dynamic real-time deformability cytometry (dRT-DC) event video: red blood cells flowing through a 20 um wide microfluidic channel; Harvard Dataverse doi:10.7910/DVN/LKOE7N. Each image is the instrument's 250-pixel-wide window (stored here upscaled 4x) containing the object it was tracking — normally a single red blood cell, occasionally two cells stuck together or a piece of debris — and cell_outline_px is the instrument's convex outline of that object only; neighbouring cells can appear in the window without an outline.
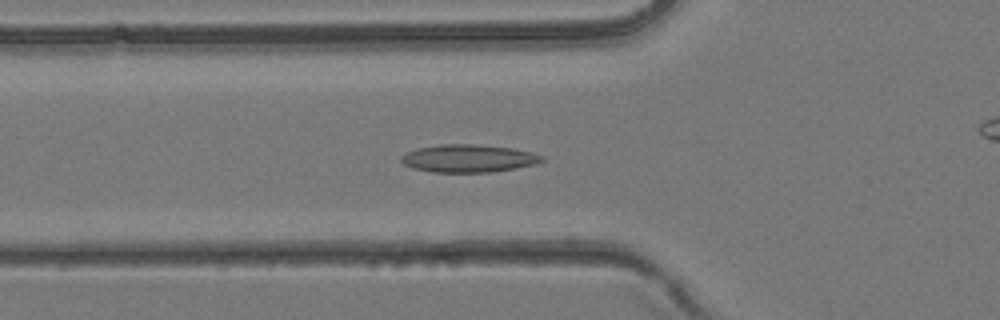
{"species": "common noctule bat (a hibernating species)", "species_latin": "Nyctalus noctula", "temperature_condition": "room temperature", "stored_images_in_passage": 42, "camera_frame_rate_fps": 3000, "um_per_image_px": 0.085, "animal": {"sex": "female", "body_mass_g": 24.6, "forearm_length_mm": 56.2}, "frame": {"image": 1, "passage_image": 15, "time_ms": 4.667, "image_size_px": [1000, 320], "cell_outline_px": [[544, 160], [536, 164], [516, 168], [488, 172], [432, 172], [412, 168], [404, 164], [400, 160], [400, 156], [416, 148], [440, 144], [476, 144], [512, 148], [532, 152], [544, 156]], "centroid_in_image_um": [39.81, 13.46], "position_along_channel_um": 86.0, "area_um2": 22.83}}
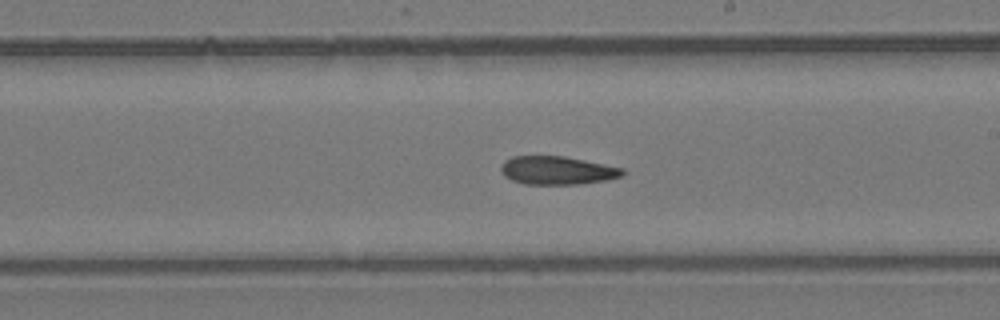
{"frame": {"image": 2, "passage_image": 24, "time_ms": 7.667, "image_size_px": [1000, 320], "cell_outline_px": [[624, 172], [620, 176], [608, 180], [576, 184], [524, 184], [512, 180], [504, 176], [500, 168], [500, 164], [504, 160], [512, 156], [564, 156], [624, 168]], "centroid_in_image_um": [47.32, 14.48], "position_along_channel_um": 241.7, "area_um2": 20.06}}
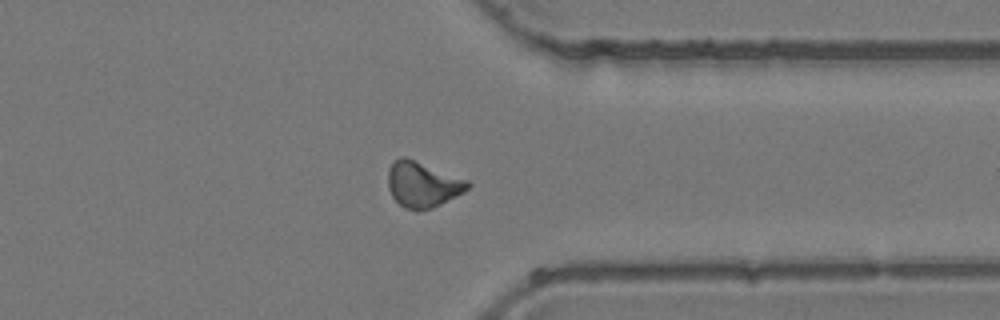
{"frame": {"image": 3, "passage_image": 32, "time_ms": 10.333, "image_size_px": [1000, 320], "cell_outline_px": [[472, 184], [464, 192], [432, 208], [416, 212], [404, 208], [392, 196], [388, 188], [388, 168], [400, 156], [404, 156], [468, 180]], "centroid_in_image_um": [35.91, 15.69], "position_along_channel_um": 375.5, "area_um2": 21.15}}